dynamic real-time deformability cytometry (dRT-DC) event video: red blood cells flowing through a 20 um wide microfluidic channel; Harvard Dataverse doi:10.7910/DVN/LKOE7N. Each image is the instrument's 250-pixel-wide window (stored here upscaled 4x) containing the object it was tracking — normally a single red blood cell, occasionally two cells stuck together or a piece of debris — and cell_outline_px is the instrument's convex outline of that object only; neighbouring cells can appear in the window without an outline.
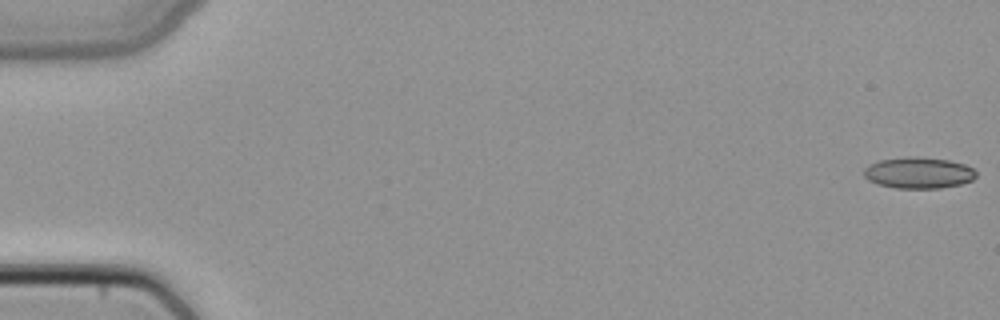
{"species": "common noctule bat (a hibernating species)", "species_latin": "Nyctalus noctula", "temperature_condition": "cold", "stored_images_in_passage": 5, "camera_frame_rate_fps": 3000, "um_per_image_px": 0.085, "animal": {"sex": "female", "body_mass_g": 22.7, "forearm_length_mm": 54.2}, "frame": {"image": 1, "passage_image": 1, "time_ms": 0.0, "image_size_px": [1000, 320], "cell_outline_px": [[976, 176], [972, 180], [960, 184], [940, 188], [896, 188], [876, 184], [868, 180], [864, 176], [864, 168], [868, 164], [880, 160], [948, 160], [964, 164], [972, 168], [976, 172]], "centroid_in_image_um": [78.07, 14.75], "position_along_channel_um": 6.9, "area_um2": 19.42}}
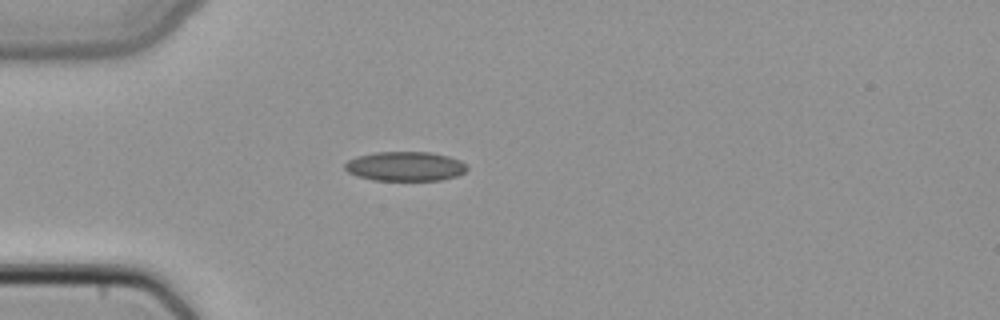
{"frame": {"image": 2, "passage_image": 5, "time_ms": 1.333, "image_size_px": [1000, 320], "cell_outline_px": [[468, 168], [464, 172], [456, 176], [440, 180], [372, 180], [356, 176], [348, 172], [344, 168], [344, 164], [348, 160], [356, 156], [376, 152], [432, 152], [448, 156], [460, 160]], "centroid_in_image_um": [34.41, 14.13], "position_along_channel_um": 50.6, "area_um2": 20.98}}